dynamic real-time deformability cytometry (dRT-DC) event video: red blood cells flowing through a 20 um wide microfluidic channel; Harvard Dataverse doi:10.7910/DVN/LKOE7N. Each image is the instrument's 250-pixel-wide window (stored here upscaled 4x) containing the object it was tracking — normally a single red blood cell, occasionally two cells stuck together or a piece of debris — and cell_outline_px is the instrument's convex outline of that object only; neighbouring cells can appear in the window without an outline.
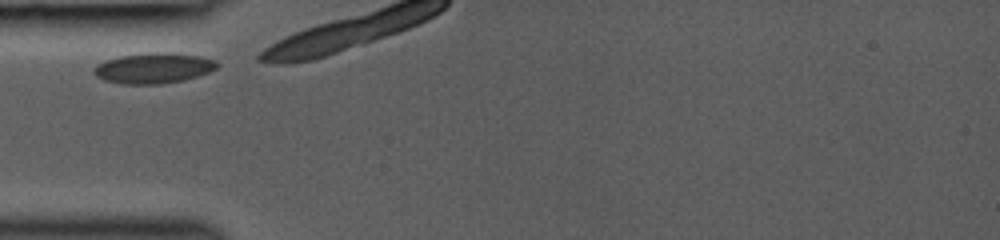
{"species": "common noctule bat (a hibernating species)", "species_latin": "Nyctalus noctula", "temperature_condition": "room temperature", "stored_images_in_passage": 3, "camera_frame_rate_fps": 3000, "um_per_image_px": 0.085, "animal": {"sex": "female", "body_mass_g": 19.0, "forearm_length_mm": 53.3}, "frame": {"image": 1, "passage_image": 1, "time_ms": 0.0, "image_size_px": [1000, 240], "cell_outline_px": [[220, 64], [216, 68], [208, 72], [184, 80], [160, 84], [120, 84], [104, 80], [96, 76], [92, 72], [96, 64], [104, 60], [120, 56], [156, 52], [168, 52], [200, 56], [212, 60]], "centroid_in_image_um": [13.0, 5.79], "position_along_channel_um": 72.0, "area_um2": 21.85}}